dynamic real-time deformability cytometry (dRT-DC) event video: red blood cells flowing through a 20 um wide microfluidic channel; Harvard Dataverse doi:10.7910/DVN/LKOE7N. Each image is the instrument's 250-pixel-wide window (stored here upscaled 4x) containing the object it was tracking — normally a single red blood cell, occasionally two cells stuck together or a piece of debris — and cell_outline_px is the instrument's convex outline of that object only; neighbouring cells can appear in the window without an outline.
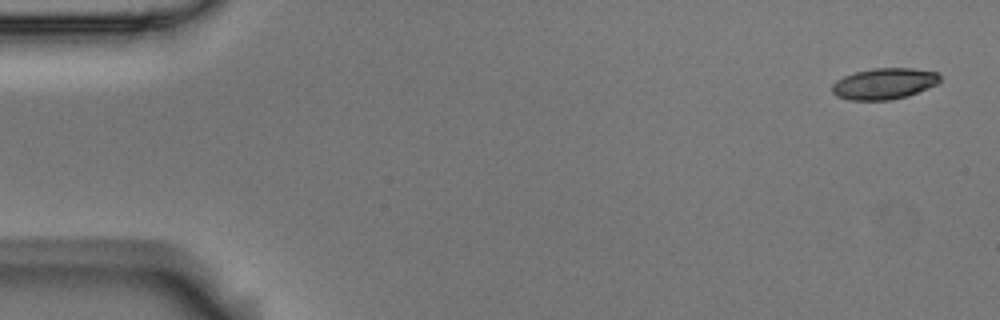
{"species": "Egyptian fruit bat (a non-hibernating species)", "species_latin": "Rousettus aegyptiacus", "temperature_condition": "room temperature", "stored_images_in_passage": 5, "camera_frame_rate_fps": 3000, "um_per_image_px": 0.085, "animal": {"sex": "male"}, "frame": {"image": 1, "passage_image": 1, "time_ms": 0.0, "image_size_px": [1000, 320], "cell_outline_px": [[940, 80], [936, 84], [928, 88], [908, 96], [892, 100], [852, 100], [836, 96], [832, 92], [832, 84], [836, 80], [844, 76], [856, 72], [872, 68], [912, 68], [940, 72]], "centroid_in_image_um": [75.17, 7.11], "position_along_channel_um": 9.8, "area_um2": 19.71}}